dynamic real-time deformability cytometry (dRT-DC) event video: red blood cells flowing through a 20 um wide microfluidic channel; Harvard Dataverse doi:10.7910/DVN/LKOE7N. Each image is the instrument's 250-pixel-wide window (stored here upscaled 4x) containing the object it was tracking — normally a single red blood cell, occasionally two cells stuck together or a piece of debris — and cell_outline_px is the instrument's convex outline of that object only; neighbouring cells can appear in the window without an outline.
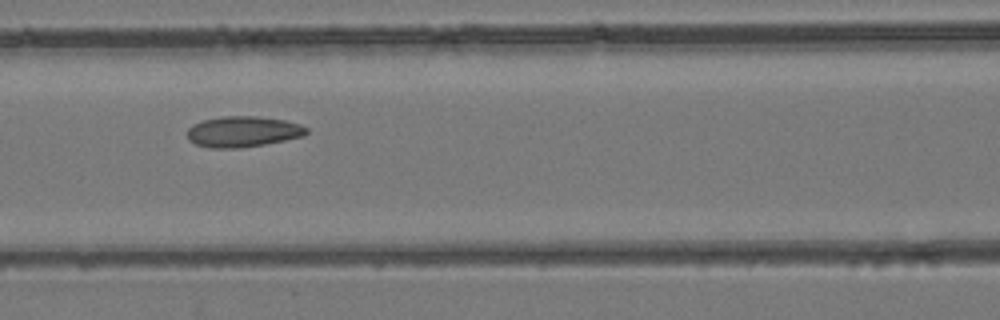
{"species": "common noctule bat (a hibernating species)", "species_latin": "Nyctalus noctula", "temperature_condition": "room temperature", "stored_images_in_passage": 4, "camera_frame_rate_fps": 3000, "um_per_image_px": 0.085, "animal": {"sex": "female", "body_mass_g": 24.6, "forearm_length_mm": 56.2}, "frame": {"image": 1, "passage_image": 4, "time_ms": 3.333, "image_size_px": [1000, 320], "cell_outline_px": [[308, 132], [304, 136], [264, 144], [240, 148], [212, 148], [196, 144], [188, 140], [188, 128], [192, 124], [204, 120], [220, 116], [256, 116], [284, 120], [300, 124], [308, 128]], "centroid_in_image_um": [20.65, 11.18], "position_along_channel_um": 146.0, "area_um2": 21.39}}